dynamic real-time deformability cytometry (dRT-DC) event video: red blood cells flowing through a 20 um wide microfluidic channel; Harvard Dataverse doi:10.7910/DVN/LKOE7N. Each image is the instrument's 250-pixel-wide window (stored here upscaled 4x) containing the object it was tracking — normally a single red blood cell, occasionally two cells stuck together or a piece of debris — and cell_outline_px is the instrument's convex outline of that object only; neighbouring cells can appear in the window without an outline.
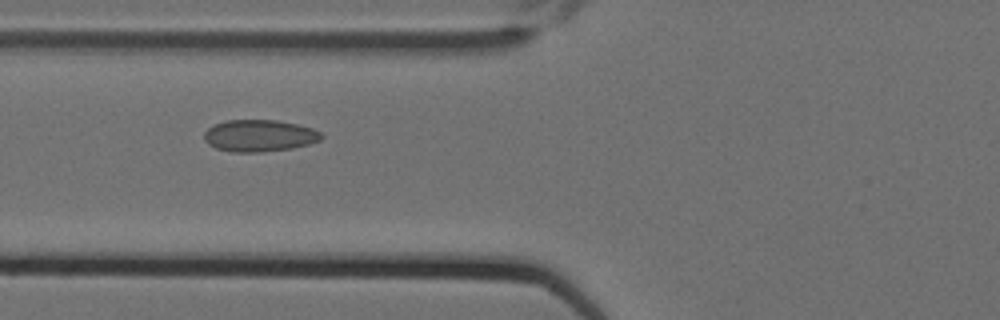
{"species": "Egyptian fruit bat (a non-hibernating species)", "species_latin": "Rousettus aegyptiacus", "temperature_condition": "cold", "stored_images_in_passage": 6, "camera_frame_rate_fps": 3000, "um_per_image_px": 0.085, "animal": {"sex": "female"}, "frame": {"image": 1, "passage_image": 5, "time_ms": 1.333, "image_size_px": [1000, 320], "cell_outline_px": [[324, 136], [320, 140], [308, 144], [292, 148], [260, 152], [232, 152], [216, 148], [208, 144], [204, 140], [204, 132], [208, 128], [224, 120], [276, 120], [296, 124], [312, 128], [320, 132]], "centroid_in_image_um": [22.03, 11.53], "position_along_channel_um": 103.8, "area_um2": 21.73}}
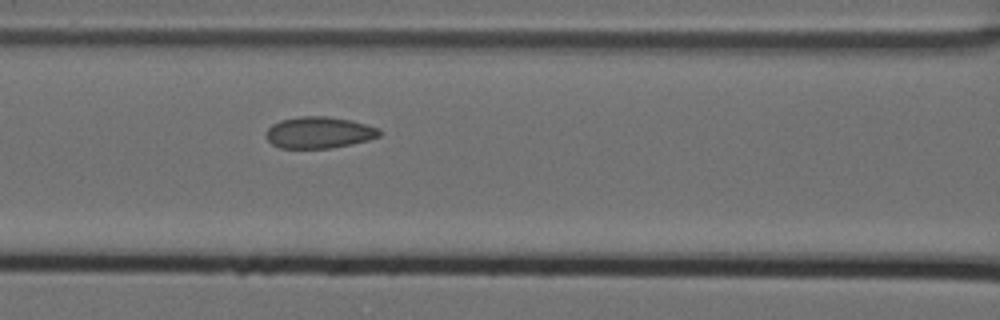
{"frame": {"image": 2, "passage_image": 6, "time_ms": 1.667, "image_size_px": [1000, 320], "cell_outline_px": [[380, 136], [368, 140], [352, 144], [332, 148], [280, 148], [272, 144], [264, 136], [264, 132], [272, 124], [280, 120], [300, 116], [328, 116], [352, 120], [376, 128], [380, 132]], "centroid_in_image_um": [27.06, 11.26], "position_along_channel_um": 139.5, "area_um2": 20.92}}